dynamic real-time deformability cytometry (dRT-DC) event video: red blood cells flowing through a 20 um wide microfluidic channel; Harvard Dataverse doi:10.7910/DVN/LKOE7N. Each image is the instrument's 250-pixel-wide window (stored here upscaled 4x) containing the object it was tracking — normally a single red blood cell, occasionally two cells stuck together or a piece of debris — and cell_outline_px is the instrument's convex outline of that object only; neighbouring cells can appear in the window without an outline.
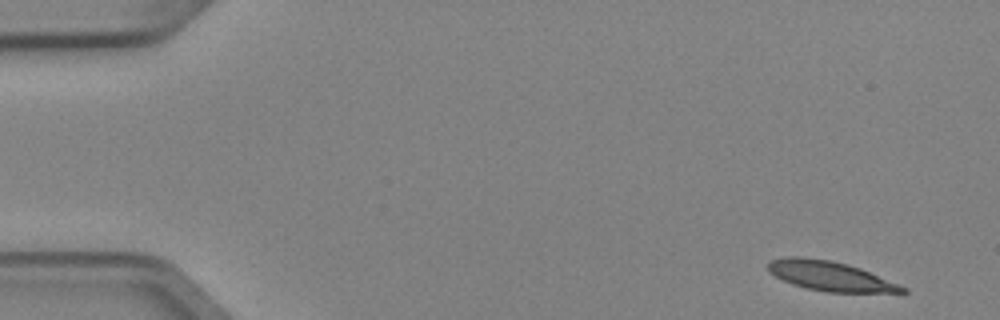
{"species": "Egyptian fruit bat (a non-hibernating species)", "species_latin": "Rousettus aegyptiacus", "temperature_condition": "cold", "stored_images_in_passage": 4, "camera_frame_rate_fps": 3000, "um_per_image_px": 0.085, "animal": {"sex": "female"}, "frame": {"image": 1, "passage_image": 1, "time_ms": 0.0, "image_size_px": [1000, 320], "cell_outline_px": [[908, 292], [828, 292], [808, 288], [792, 284], [768, 272], [768, 264], [772, 260], [788, 256], [800, 256], [832, 260], [848, 264], [860, 268], [908, 288]], "centroid_in_image_um": [70.55, 23.45], "position_along_channel_um": 14.4, "area_um2": 22.95}}